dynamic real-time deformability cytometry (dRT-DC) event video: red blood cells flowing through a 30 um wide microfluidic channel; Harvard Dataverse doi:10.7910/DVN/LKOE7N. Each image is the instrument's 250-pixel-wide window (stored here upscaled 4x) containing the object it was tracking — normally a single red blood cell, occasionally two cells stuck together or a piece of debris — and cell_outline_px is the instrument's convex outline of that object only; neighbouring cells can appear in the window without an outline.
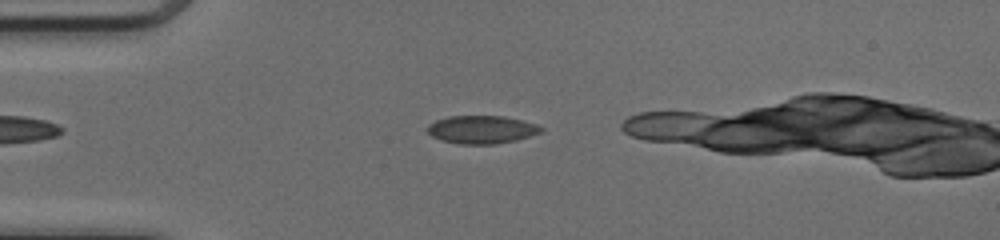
{"species": "common noctule bat (a hibernating species)", "species_latin": "Nyctalus noctula", "temperature_condition": "cold", "stored_images_in_passage": 32, "camera_frame_rate_fps": 3000, "um_per_image_px": 0.085, "animal": {"sex": "female", "body_mass_g": 17.0, "forearm_length_mm": 48.0}, "frame": {"image": 1, "passage_image": 4, "time_ms": 1.0, "image_size_px": [1000, 240], "cell_outline_px": [[544, 128], [540, 132], [516, 140], [496, 144], [460, 144], [440, 140], [432, 136], [428, 132], [428, 124], [436, 120], [448, 116], [504, 116], [536, 124]], "centroid_in_image_um": [40.91, 11.01], "position_along_channel_um": 44.1, "area_um2": 18.44}}
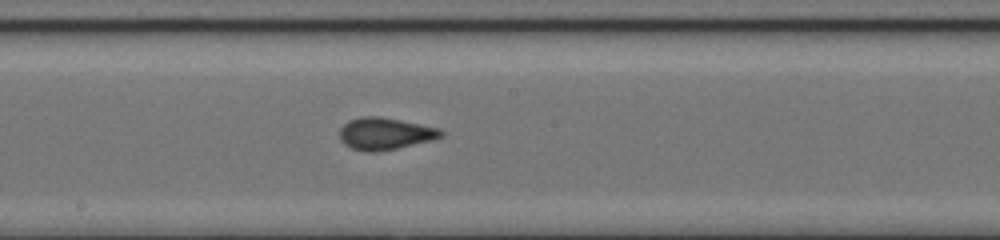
{"frame": {"image": 2, "passage_image": 18, "time_ms": 5.667, "image_size_px": [1000, 240], "cell_outline_px": [[444, 136], [432, 140], [396, 148], [376, 152], [368, 152], [352, 148], [344, 144], [340, 140], [340, 128], [348, 120], [364, 116], [380, 116], [440, 128], [444, 132]], "centroid_in_image_um": [32.73, 11.35], "position_along_channel_um": 215.5, "area_um2": 18.9}}
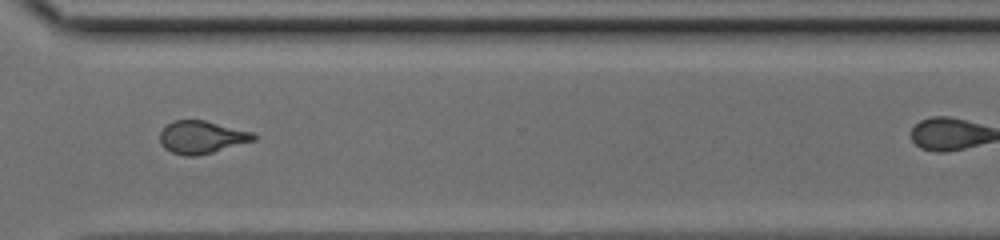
{"frame": {"image": 3, "passage_image": 28, "time_ms": 9.0, "image_size_px": [1000, 240], "cell_outline_px": [[256, 140], [212, 152], [196, 156], [184, 156], [172, 152], [164, 148], [160, 144], [160, 132], [168, 124], [176, 120], [204, 120], [252, 132], [256, 136]], "centroid_in_image_um": [17.13, 11.67], "position_along_channel_um": 353.5, "area_um2": 17.69}}